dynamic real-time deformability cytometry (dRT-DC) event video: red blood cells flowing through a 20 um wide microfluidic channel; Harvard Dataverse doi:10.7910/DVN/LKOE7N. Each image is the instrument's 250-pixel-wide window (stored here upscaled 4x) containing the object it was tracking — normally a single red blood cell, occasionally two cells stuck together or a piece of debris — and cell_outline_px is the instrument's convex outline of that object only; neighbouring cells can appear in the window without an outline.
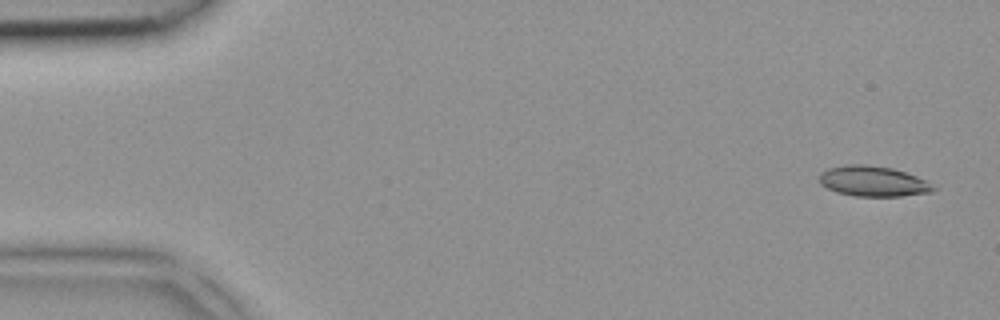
{"species": "common noctule bat (a hibernating species)", "species_latin": "Nyctalus noctula", "temperature_condition": "room temperature", "stored_images_in_passage": 4, "camera_frame_rate_fps": 3000, "um_per_image_px": 0.085, "animal": {"sex": "female", "body_mass_g": 18.4}, "frame": {"image": 1, "passage_image": 1, "time_ms": 0.0, "image_size_px": [1000, 320], "cell_outline_px": [[936, 188], [932, 192], [904, 196], [856, 196], [836, 192], [820, 184], [820, 172], [828, 168], [844, 164], [864, 164], [892, 168], [916, 176], [924, 180]], "centroid_in_image_um": [74.18, 15.4], "position_along_channel_um": 10.8, "area_um2": 20.11}}